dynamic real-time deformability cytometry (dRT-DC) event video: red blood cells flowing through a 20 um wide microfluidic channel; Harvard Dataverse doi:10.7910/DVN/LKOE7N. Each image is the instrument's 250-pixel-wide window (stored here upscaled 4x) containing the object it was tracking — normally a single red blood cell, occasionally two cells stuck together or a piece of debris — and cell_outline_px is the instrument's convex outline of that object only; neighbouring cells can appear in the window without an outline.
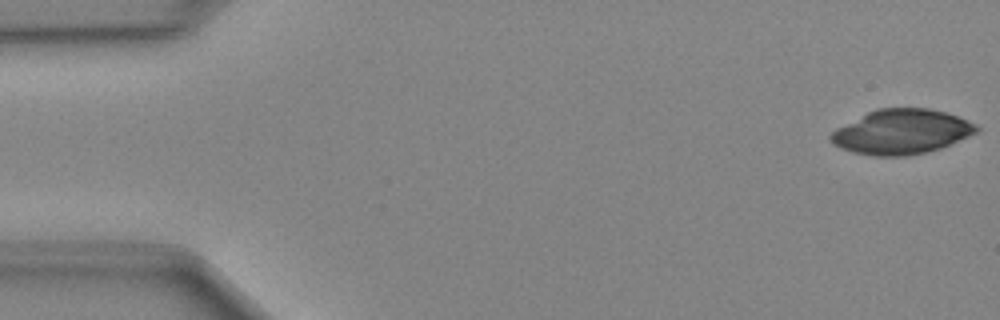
{"species": "Egyptian fruit bat (a non-hibernating species)", "species_latin": "Rousettus aegyptiacus", "temperature_condition": "cold", "stored_images_in_passage": 48, "camera_frame_rate_fps": 3000, "um_per_image_px": 0.085, "animal": {"sex": "female"}, "frame": {"image": 1, "passage_image": 1, "time_ms": 0.0, "image_size_px": [1000, 320], "cell_outline_px": [[980, 128], [976, 132], [968, 136], [940, 148], [908, 156], [872, 156], [852, 152], [840, 148], [832, 144], [828, 140], [828, 136], [836, 128], [876, 108], [928, 108], [944, 112], [956, 116], [976, 124]], "centroid_in_image_um": [76.57, 11.21], "position_along_channel_um": 8.4, "area_um2": 37.86}}